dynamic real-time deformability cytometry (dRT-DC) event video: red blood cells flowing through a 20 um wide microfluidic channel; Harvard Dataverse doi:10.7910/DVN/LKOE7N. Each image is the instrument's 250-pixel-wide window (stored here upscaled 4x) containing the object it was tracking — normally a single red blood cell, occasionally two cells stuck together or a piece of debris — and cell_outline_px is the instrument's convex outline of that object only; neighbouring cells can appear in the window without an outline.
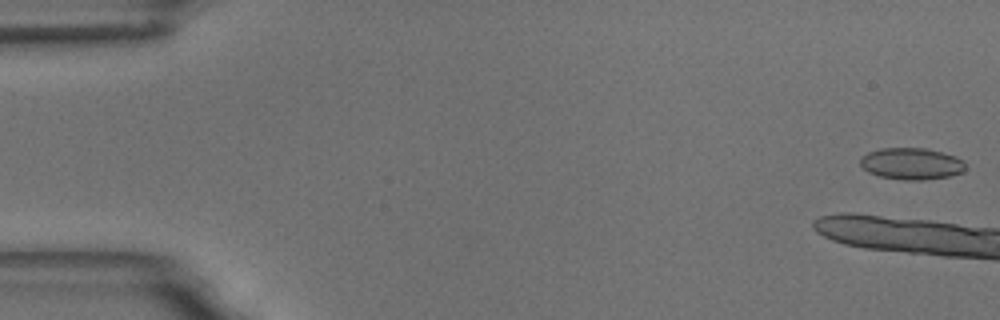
{"species": "common noctule bat (a hibernating species)", "species_latin": "Nyctalus noctula", "temperature_condition": "room temperature", "stored_images_in_passage": 6, "camera_frame_rate_fps": 3000, "um_per_image_px": 0.085, "animal": {"sex": "male", "body_mass_g": 18.8}, "frame": {"image": 1, "passage_image": 1, "time_ms": 0.0, "image_size_px": [1000, 320], "cell_outline_px": [[964, 172], [948, 176], [924, 180], [904, 180], [880, 176], [868, 172], [860, 164], [860, 156], [868, 152], [880, 148], [928, 148], [956, 156], [964, 160]], "centroid_in_image_um": [77.47, 13.9], "position_along_channel_um": 7.5, "area_um2": 19.54}}